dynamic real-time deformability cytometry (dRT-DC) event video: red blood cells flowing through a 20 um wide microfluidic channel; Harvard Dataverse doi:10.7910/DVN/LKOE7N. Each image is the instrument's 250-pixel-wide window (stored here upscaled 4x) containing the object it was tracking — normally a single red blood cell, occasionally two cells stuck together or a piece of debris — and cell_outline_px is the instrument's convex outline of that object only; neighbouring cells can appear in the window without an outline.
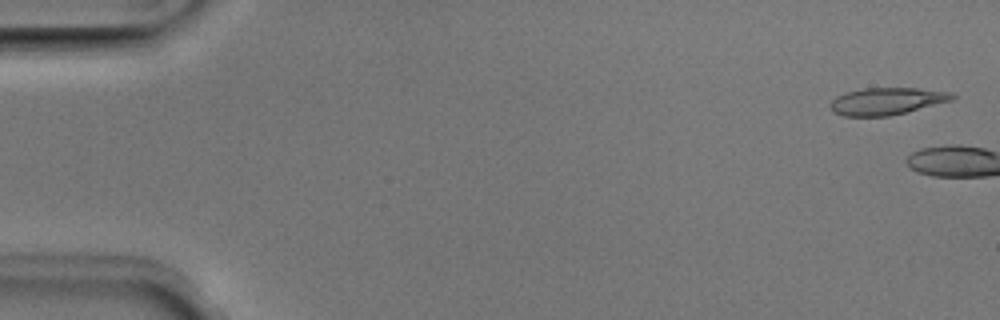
{"species": "Egyptian fruit bat (a non-hibernating species)", "species_latin": "Rousettus aegyptiacus", "temperature_condition": "room temperature", "stored_images_in_passage": 3, "camera_frame_rate_fps": 3000, "um_per_image_px": 0.085, "animal": {"sex": "male"}, "frame": {"image": 1, "passage_image": 1, "time_ms": 0.0, "image_size_px": [1000, 320], "cell_outline_px": [[956, 96], [952, 100], [888, 116], [844, 116], [832, 112], [832, 100], [836, 96], [848, 92], [864, 88], [916, 88], [952, 92]], "centroid_in_image_um": [75.38, 8.59], "position_along_channel_um": 9.6, "area_um2": 18.96}}